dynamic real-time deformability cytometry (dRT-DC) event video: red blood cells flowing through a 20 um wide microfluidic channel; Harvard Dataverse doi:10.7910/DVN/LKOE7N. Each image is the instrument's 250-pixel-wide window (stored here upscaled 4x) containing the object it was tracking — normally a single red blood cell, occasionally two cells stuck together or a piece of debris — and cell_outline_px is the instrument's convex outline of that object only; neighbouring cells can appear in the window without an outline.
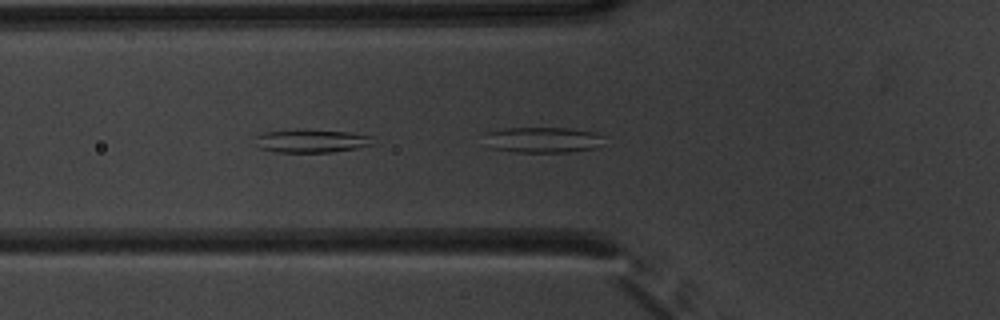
{"species": "common noctule bat (a hibernating species)", "species_latin": "Nyctalus noctula", "temperature_condition": "warm", "stored_images_in_passage": 11, "camera_frame_rate_fps": 3000, "um_per_image_px": 0.085, "animal": {"sex": "male", "body_mass_g": 20.1, "forearm_length_mm": 53.5}, "frame": {"image": 1, "passage_image": 8, "time_ms": 2.333, "image_size_px": [1000, 320], "cell_outline_px": [[604, 144], [596, 148], [568, 152], [516, 152], [492, 148], [484, 132], [504, 128], [568, 128], [596, 132], [604, 136]], "centroid_in_image_um": [46.22, 11.88], "position_along_channel_um": 79.6, "area_um2": 17.98}}